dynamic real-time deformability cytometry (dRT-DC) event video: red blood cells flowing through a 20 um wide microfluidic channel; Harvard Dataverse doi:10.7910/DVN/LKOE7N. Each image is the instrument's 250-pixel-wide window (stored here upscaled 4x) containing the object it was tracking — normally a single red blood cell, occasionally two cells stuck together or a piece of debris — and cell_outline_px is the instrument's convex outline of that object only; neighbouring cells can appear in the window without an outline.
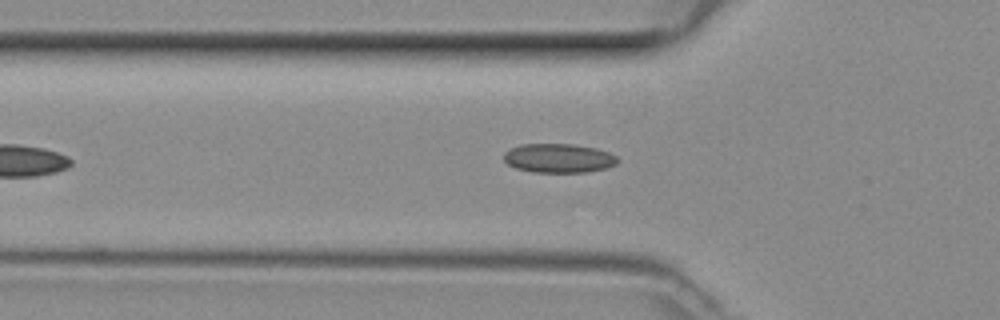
{"species": "common noctule bat (a hibernating species)", "species_latin": "Nyctalus noctula", "temperature_condition": "room temperature", "stored_images_in_passage": 33, "camera_frame_rate_fps": 3000, "um_per_image_px": 0.085, "animal": {"sex": "female", "body_mass_g": 29.2, "forearm_length_mm": 56.3}, "frame": {"image": 1, "passage_image": 3, "time_ms": 0.667, "image_size_px": [1000, 320], "cell_outline_px": [[620, 160], [616, 164], [604, 168], [584, 172], [532, 172], [516, 168], [508, 164], [504, 160], [504, 152], [520, 144], [572, 144], [596, 148], [608, 152], [616, 156]], "centroid_in_image_um": [47.48, 13.44], "position_along_channel_um": 78.3, "area_um2": 19.19}}
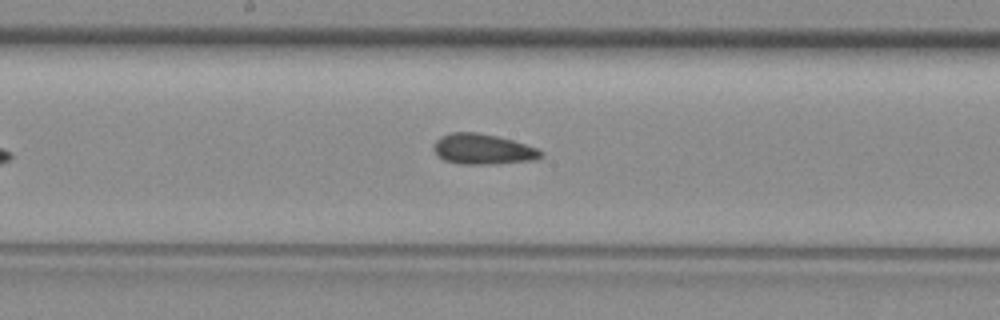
{"frame": {"image": 2, "passage_image": 12, "time_ms": 3.667, "image_size_px": [1000, 320], "cell_outline_px": [[544, 156], [536, 160], [496, 164], [460, 164], [444, 160], [432, 148], [436, 140], [440, 136], [452, 132], [476, 132], [496, 136], [512, 140], [536, 148], [544, 152]], "centroid_in_image_um": [41.06, 12.69], "position_along_channel_um": 207.1, "area_um2": 19.07}}
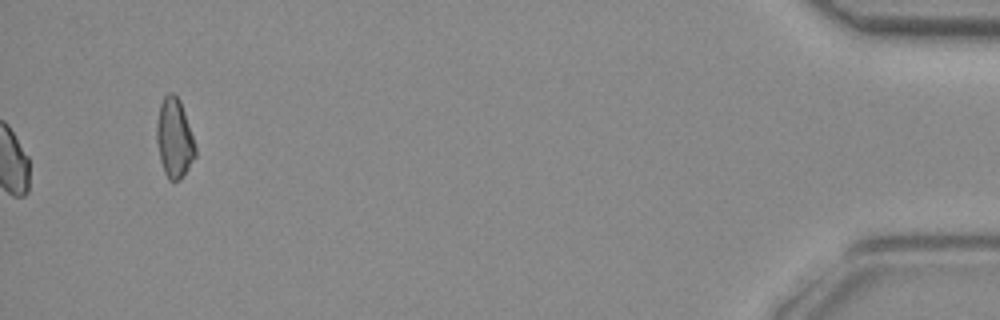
{"frame": {"image": 3, "passage_image": 33, "time_ms": 10.667, "image_size_px": [1000, 320], "cell_outline_px": [[196, 156], [188, 168], [176, 180], [168, 180], [164, 172], [160, 160], [156, 140], [156, 124], [160, 104], [164, 96], [168, 92], [172, 92], [180, 100], [196, 148]], "centroid_in_image_um": [14.79, 11.72], "position_along_channel_um": 420.4, "area_um2": 17.63}}